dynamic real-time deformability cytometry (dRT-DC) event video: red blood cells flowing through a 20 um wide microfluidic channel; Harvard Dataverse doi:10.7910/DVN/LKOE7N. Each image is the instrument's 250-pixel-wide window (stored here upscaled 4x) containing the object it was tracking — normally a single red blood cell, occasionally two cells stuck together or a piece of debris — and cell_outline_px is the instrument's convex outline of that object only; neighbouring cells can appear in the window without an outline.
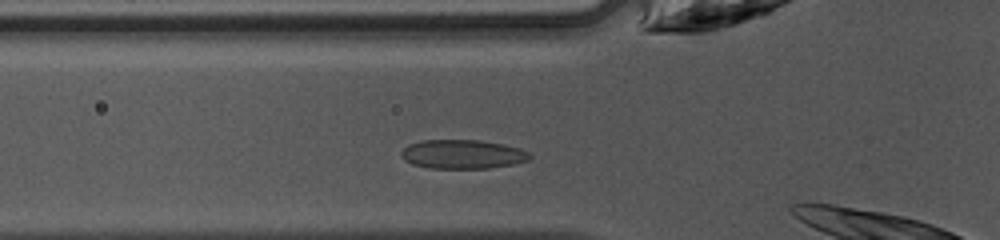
{"species": "common noctule bat (a hibernating species)", "species_latin": "Nyctalus noctula", "temperature_condition": "warm", "stored_images_in_passage": 26, "camera_frame_rate_fps": 3000, "um_per_image_px": 0.085, "animal": {"sex": "female", "body_mass_g": 10.0, "forearm_length_mm": 53.1}, "frame": {"image": 1, "passage_image": 4, "time_ms": 1.0, "image_size_px": [1000, 240], "cell_outline_px": [[532, 156], [528, 160], [512, 164], [488, 168], [428, 168], [412, 164], [404, 160], [400, 156], [400, 152], [408, 144], [420, 140], [480, 140], [504, 144], [520, 148], [528, 152]], "centroid_in_image_um": [39.28, 13.1], "position_along_channel_um": 86.5, "area_um2": 21.85}}
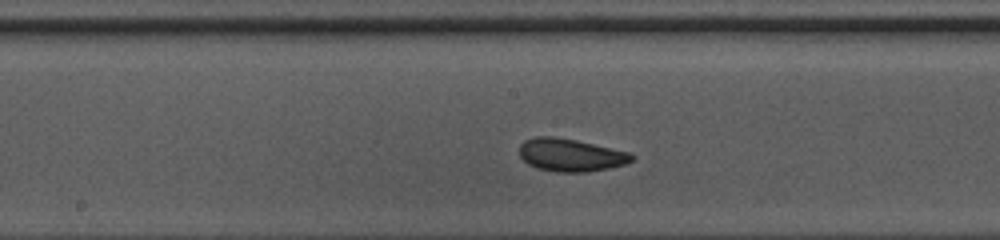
{"frame": {"image": 2, "passage_image": 12, "time_ms": 3.667, "image_size_px": [1000, 240], "cell_outline_px": [[636, 156], [632, 160], [624, 164], [608, 168], [588, 172], [556, 172], [536, 168], [528, 164], [520, 156], [520, 144], [524, 140], [536, 136], [552, 136], [576, 140], [632, 152]], "centroid_in_image_um": [48.51, 13.17], "position_along_channel_um": 199.7, "area_um2": 21.62}}
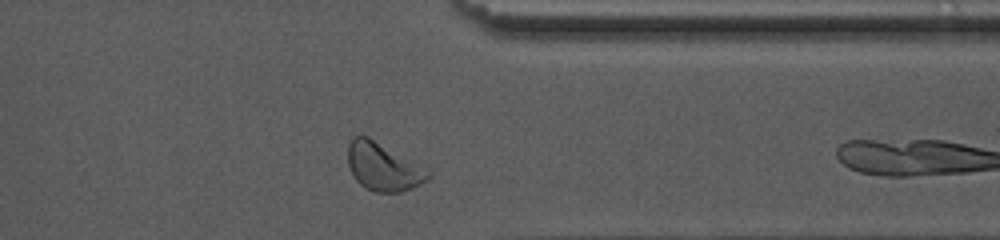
{"frame": {"image": 3, "passage_image": 25, "time_ms": 8.0, "image_size_px": [1000, 240], "cell_outline_px": [[432, 176], [428, 180], [412, 188], [400, 192], [376, 192], [364, 188], [356, 180], [348, 164], [348, 144], [352, 136], [368, 136], [432, 172]], "centroid_in_image_um": [32.57, 14.19], "position_along_channel_um": 378.8, "area_um2": 22.25}}